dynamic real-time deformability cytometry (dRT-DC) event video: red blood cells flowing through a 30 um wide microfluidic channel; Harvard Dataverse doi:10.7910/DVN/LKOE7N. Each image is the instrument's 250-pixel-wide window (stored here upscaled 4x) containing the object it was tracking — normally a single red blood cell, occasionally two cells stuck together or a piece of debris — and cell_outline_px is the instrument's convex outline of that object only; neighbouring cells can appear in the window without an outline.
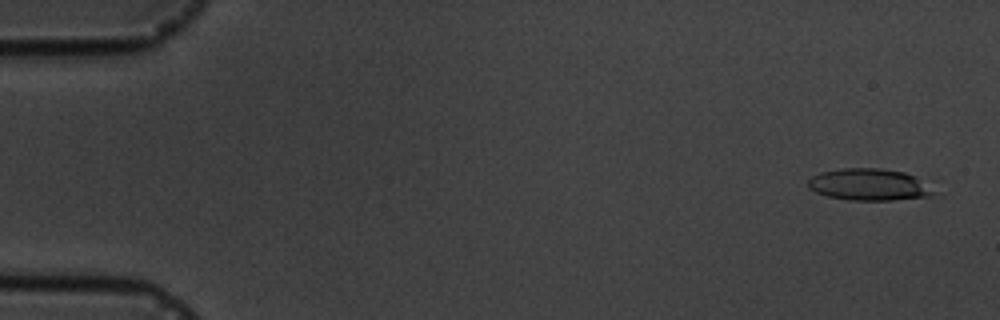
{"species": "common noctule bat (a hibernating species)", "species_latin": "Nyctalus noctula", "temperature_condition": "cold", "stored_images_in_passage": 4, "camera_frame_rate_fps": 3000, "um_per_image_px": 0.085, "animal": {"sex": "male", "body_mass_g": 19.5, "forearm_length_mm": 54.6}, "frame": {"image": 1, "passage_image": 1, "time_ms": 0.0, "image_size_px": [1000, 320], "cell_outline_px": [[932, 196], [892, 200], [848, 200], [828, 196], [816, 192], [808, 188], [808, 180], [812, 176], [820, 172], [840, 168], [880, 168], [904, 172], [916, 176], [932, 192]], "centroid_in_image_um": [73.79, 15.68], "position_along_channel_um": 11.2, "area_um2": 23.06}}
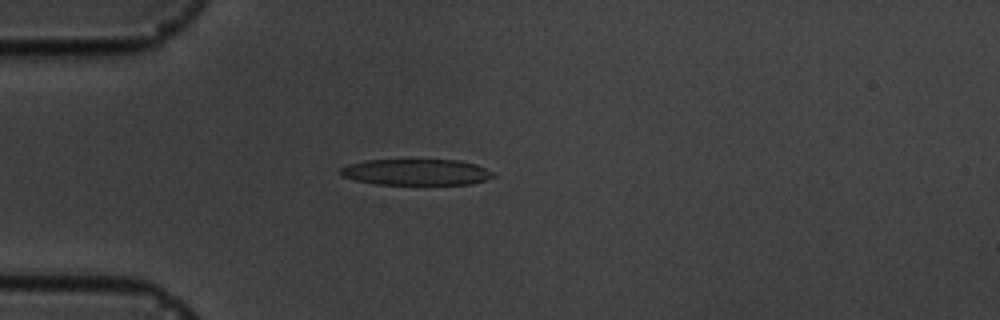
{"frame": {"image": 2, "passage_image": 4, "time_ms": 4.333, "image_size_px": [1000, 320], "cell_outline_px": [[496, 176], [472, 184], [376, 184], [356, 180], [344, 176], [340, 172], [340, 168], [348, 164], [364, 160], [460, 160], [476, 164], [492, 172]], "centroid_in_image_um": [35.39, 14.62], "position_along_channel_um": 49.6, "area_um2": 23.12}}